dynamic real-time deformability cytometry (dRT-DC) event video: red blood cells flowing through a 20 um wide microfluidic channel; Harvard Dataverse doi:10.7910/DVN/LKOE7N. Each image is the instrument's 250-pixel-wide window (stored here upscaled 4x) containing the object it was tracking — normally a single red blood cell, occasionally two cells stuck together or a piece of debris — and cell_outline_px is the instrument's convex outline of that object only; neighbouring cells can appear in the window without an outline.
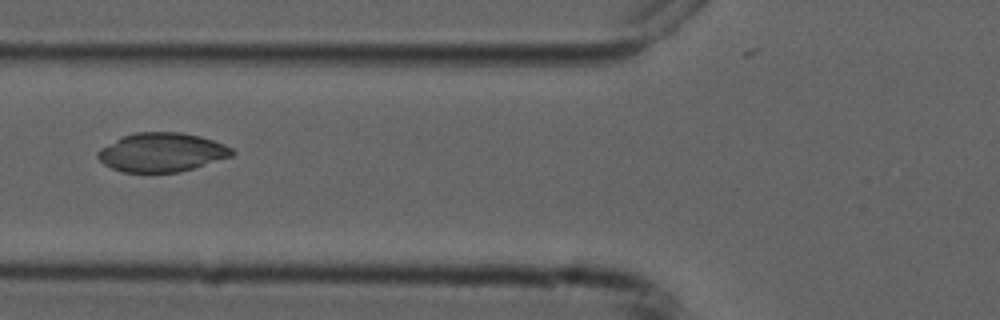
{"species": "common noctule bat (a hibernating species)", "species_latin": "Nyctalus noctula", "temperature_condition": "cold", "stored_images_in_passage": 6, "camera_frame_rate_fps": 3000, "um_per_image_px": 0.085, "animal": {"sex": "male", "forearm_length_mm": 52.5}, "frame": {"image": 1, "passage_image": 6, "time_ms": 6.667, "image_size_px": [1000, 320], "cell_outline_px": [[236, 152], [232, 156], [180, 172], [124, 172], [112, 168], [104, 164], [96, 156], [96, 152], [100, 148], [124, 136], [136, 132], [180, 132], [200, 136], [224, 144], [232, 148]], "centroid_in_image_um": [13.75, 12.94], "position_along_channel_um": 112.0, "area_um2": 30.29}}